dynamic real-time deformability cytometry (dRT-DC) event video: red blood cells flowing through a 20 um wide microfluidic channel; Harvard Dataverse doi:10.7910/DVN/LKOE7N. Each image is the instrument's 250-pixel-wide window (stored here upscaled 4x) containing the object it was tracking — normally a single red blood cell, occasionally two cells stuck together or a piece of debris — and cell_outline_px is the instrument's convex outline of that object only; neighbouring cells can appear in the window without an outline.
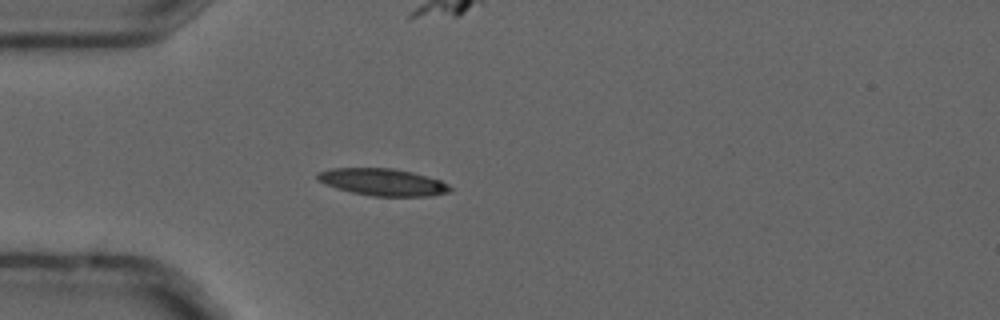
{"species": "common noctule bat (a hibernating species)", "species_latin": "Nyctalus noctula", "temperature_condition": "cold", "stored_images_in_passage": 3, "camera_frame_rate_fps": 3000, "um_per_image_px": 0.085, "animal": {"sex": "male", "forearm_length_mm": 52.5}, "frame": {"image": 1, "passage_image": 1, "time_ms": 0.0, "image_size_px": [1000, 320], "cell_outline_px": [[452, 192], [428, 196], [372, 196], [352, 192], [336, 188], [316, 180], [316, 176], [320, 172], [332, 168], [392, 168], [412, 172], [440, 180], [448, 184], [452, 188]], "centroid_in_image_um": [32.55, 15.48], "position_along_channel_um": 52.4, "area_um2": 20.87}}
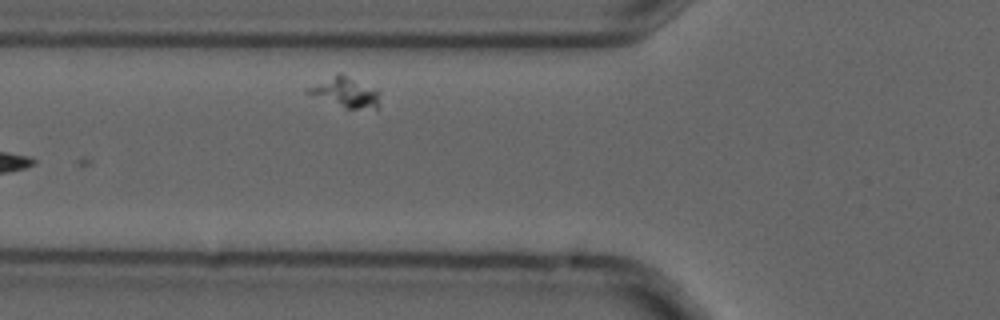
{"frame": {"image": 2, "passage_image": 3, "time_ms": 0.667, "image_size_px": [1000, 320], "cell_outline_px": [[380, 108], [344, 108], [304, 92], [308, 88], [336, 72], [340, 72], [376, 92]], "centroid_in_image_um": [29.28, 7.85], "position_along_channel_um": 96.5, "area_um2": 11.91}}